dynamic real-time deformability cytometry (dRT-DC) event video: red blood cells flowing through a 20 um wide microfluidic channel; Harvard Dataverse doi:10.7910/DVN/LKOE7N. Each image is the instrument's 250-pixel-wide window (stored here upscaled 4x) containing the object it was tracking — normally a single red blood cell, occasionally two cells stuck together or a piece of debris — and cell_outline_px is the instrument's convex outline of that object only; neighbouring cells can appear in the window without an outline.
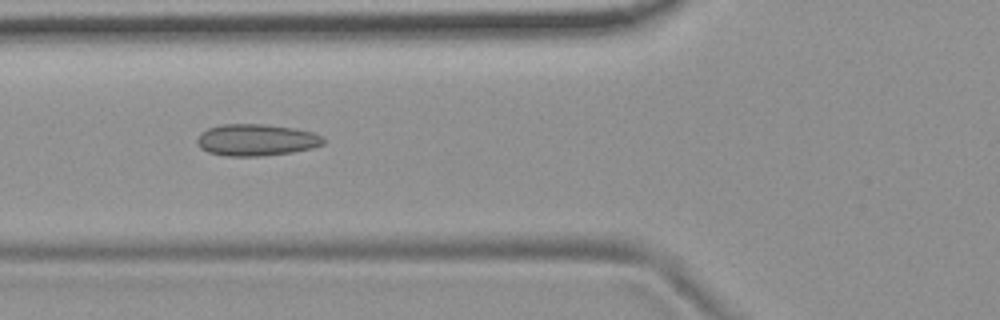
{"species": "common noctule bat (a hibernating species)", "species_latin": "Nyctalus noctula", "temperature_condition": "room temperature", "stored_images_in_passage": 7, "camera_frame_rate_fps": 3000, "um_per_image_px": 0.085, "animal": {"sex": "female", "body_mass_g": 19.9}, "frame": {"image": 1, "passage_image": 6, "time_ms": 1.667, "image_size_px": [1000, 320], "cell_outline_px": [[324, 144], [312, 148], [292, 152], [264, 156], [224, 156], [208, 152], [200, 148], [196, 144], [196, 140], [200, 132], [208, 128], [220, 124], [264, 124], [296, 128], [312, 132], [324, 136]], "centroid_in_image_um": [21.77, 11.89], "position_along_channel_um": 104.0, "area_um2": 23.7}}
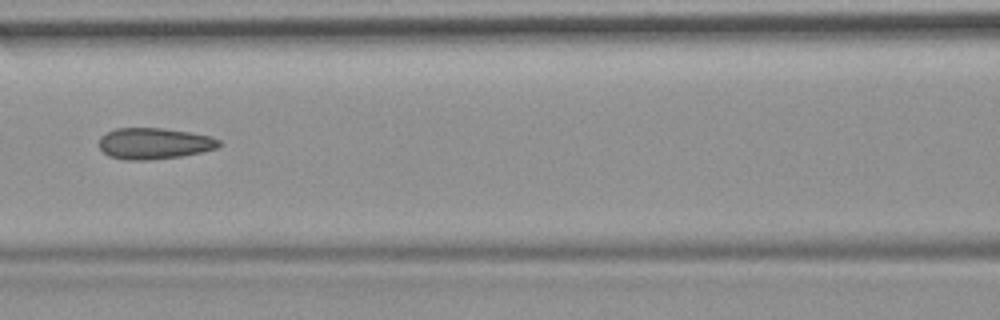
{"frame": {"image": 2, "passage_image": 7, "time_ms": 2.0, "image_size_px": [1000, 320], "cell_outline_px": [[220, 144], [216, 148], [200, 152], [180, 156], [148, 160], [124, 160], [108, 156], [100, 148], [100, 136], [116, 128], [160, 128], [188, 132], [212, 136], [220, 140]], "centroid_in_image_um": [13.08, 12.2], "position_along_channel_um": 153.5, "area_um2": 21.68}}